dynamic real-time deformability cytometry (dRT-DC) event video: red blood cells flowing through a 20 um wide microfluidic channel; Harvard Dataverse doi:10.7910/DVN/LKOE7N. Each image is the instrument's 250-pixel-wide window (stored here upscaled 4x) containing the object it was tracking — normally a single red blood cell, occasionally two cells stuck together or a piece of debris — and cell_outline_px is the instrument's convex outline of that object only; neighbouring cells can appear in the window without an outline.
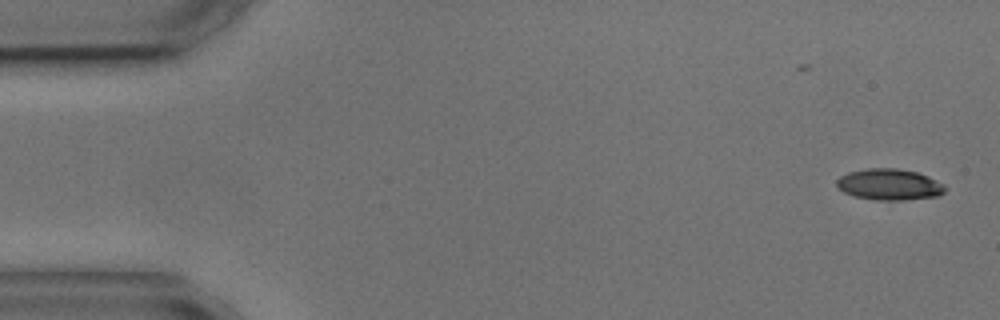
{"species": "common noctule bat (a hibernating species)", "species_latin": "Nyctalus noctula", "temperature_condition": "cold", "stored_images_in_passage": 6, "camera_frame_rate_fps": 3000, "um_per_image_px": 0.085, "animal": {"sex": "male", "body_mass_g": 17.9, "forearm_length_mm": 54.2}, "frame": {"image": 1, "passage_image": 1, "time_ms": 0.0, "image_size_px": [1000, 320], "cell_outline_px": [[944, 192], [936, 196], [904, 200], [872, 200], [856, 196], [844, 192], [836, 184], [836, 180], [840, 176], [848, 172], [868, 168], [896, 168], [916, 172], [928, 176], [944, 184]], "centroid_in_image_um": [75.57, 15.68], "position_along_channel_um": 9.4, "area_um2": 19.59}}
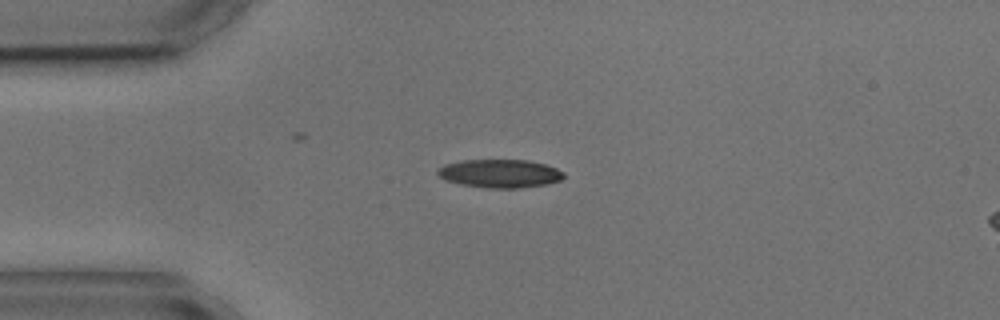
{"frame": {"image": 2, "passage_image": 4, "time_ms": 3.667, "image_size_px": [1000, 320], "cell_outline_px": [[564, 176], [560, 180], [544, 184], [520, 188], [488, 188], [460, 184], [448, 180], [440, 176], [436, 172], [444, 164], [460, 160], [528, 160], [544, 164], [556, 168], [564, 172]], "centroid_in_image_um": [42.49, 14.74], "position_along_channel_um": 42.5, "area_um2": 20.63}}